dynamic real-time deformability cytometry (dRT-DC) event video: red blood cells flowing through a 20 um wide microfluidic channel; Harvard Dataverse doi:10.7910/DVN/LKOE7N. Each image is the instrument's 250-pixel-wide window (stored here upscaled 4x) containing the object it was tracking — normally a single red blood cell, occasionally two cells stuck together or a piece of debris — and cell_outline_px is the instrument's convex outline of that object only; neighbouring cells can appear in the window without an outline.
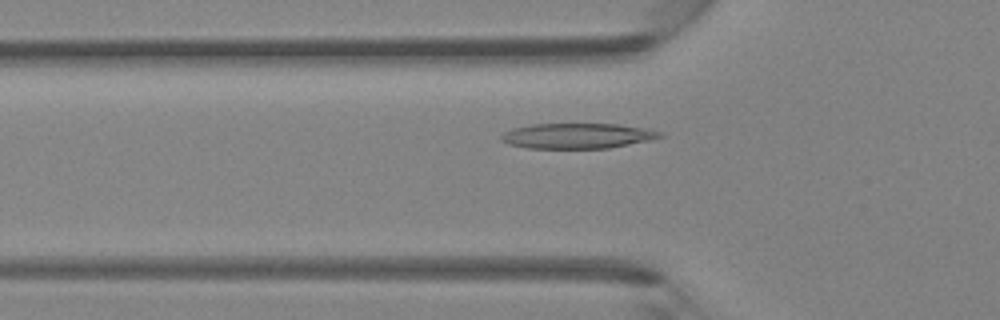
{"species": "Egyptian fruit bat (a non-hibernating species)", "species_latin": "Rousettus aegyptiacus", "temperature_condition": "room temperature", "stored_images_in_passage": 42, "camera_frame_rate_fps": 3000, "um_per_image_px": 0.085, "animal": {"sex": "female"}, "frame": {"image": 1, "passage_image": 12, "time_ms": 3.667, "image_size_px": [1000, 320], "cell_outline_px": [[664, 136], [648, 140], [608, 148], [528, 148], [508, 144], [500, 140], [500, 136], [504, 132], [512, 128], [532, 124], [620, 124], [648, 128], [664, 132]], "centroid_in_image_um": [49.08, 11.54], "position_along_channel_um": 76.7, "area_um2": 23.47}}
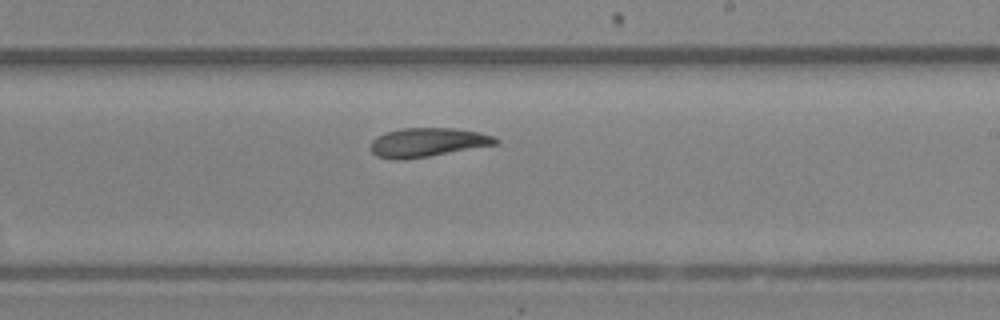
{"frame": {"image": 2, "passage_image": 24, "time_ms": 7.667, "image_size_px": [1000, 320], "cell_outline_px": [[500, 144], [404, 160], [396, 160], [376, 156], [368, 148], [372, 140], [376, 136], [400, 128], [452, 128], [480, 132], [496, 136], [500, 140]], "centroid_in_image_um": [36.36, 12.1], "position_along_channel_um": 252.6, "area_um2": 21.39}}
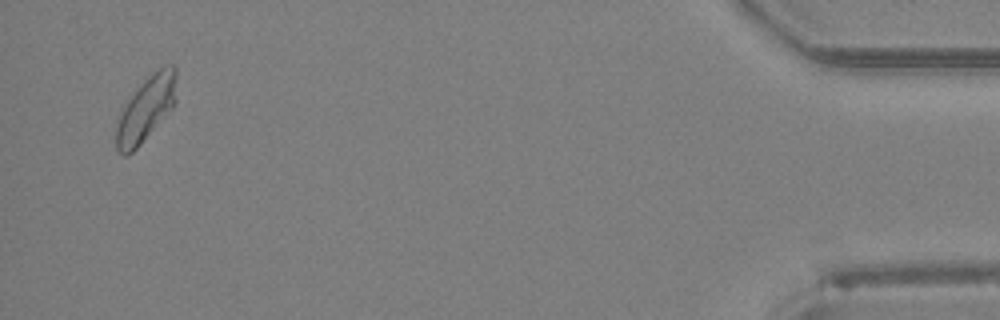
{"frame": {"image": 3, "passage_image": 41, "time_ms": 13.333, "image_size_px": [1000, 320], "cell_outline_px": [[176, 100], [172, 108], [140, 144], [132, 152], [124, 156], [116, 148], [116, 128], [120, 112], [128, 100], [140, 84], [152, 72], [164, 64], [176, 64]], "centroid_in_image_um": [12.43, 9.2], "position_along_channel_um": 422.8, "area_um2": 22.6}}